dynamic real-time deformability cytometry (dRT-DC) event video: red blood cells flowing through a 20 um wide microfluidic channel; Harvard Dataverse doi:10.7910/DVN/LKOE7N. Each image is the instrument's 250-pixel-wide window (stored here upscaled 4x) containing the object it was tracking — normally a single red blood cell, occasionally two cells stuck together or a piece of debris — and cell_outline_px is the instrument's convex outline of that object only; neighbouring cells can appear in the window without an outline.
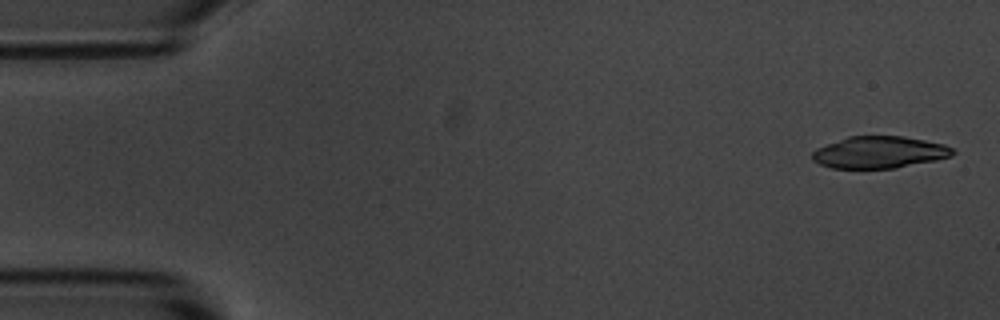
{"species": "common noctule bat (a hibernating species)", "species_latin": "Nyctalus noctula", "temperature_condition": "room temperature", "stored_images_in_passage": 6, "camera_frame_rate_fps": 3000, "um_per_image_px": 0.085, "animal": {"sex": "male", "body_mass_g": 20.1, "forearm_length_mm": 53.5}, "frame": {"image": 1, "passage_image": 1, "time_ms": 0.0, "image_size_px": [1000, 320], "cell_outline_px": [[956, 152], [952, 156], [936, 160], [896, 168], [832, 168], [820, 164], [812, 160], [812, 152], [816, 148], [848, 136], [904, 136], [944, 144], [952, 148]], "centroid_in_image_um": [74.75, 12.94], "position_along_channel_um": 10.3, "area_um2": 26.13}}